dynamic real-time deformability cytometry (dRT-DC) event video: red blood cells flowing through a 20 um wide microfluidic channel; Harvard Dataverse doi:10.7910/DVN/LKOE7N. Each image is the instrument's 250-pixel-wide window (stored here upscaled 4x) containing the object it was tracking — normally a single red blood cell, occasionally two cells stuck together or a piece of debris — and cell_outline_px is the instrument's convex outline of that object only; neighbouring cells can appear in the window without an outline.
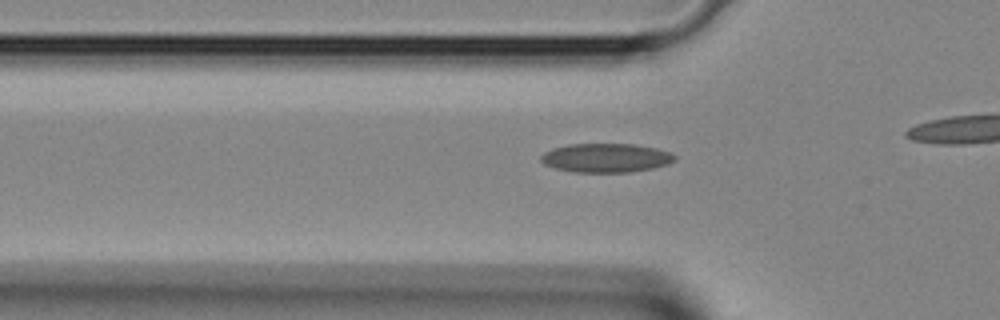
{"species": "Egyptian fruit bat (a non-hibernating species)", "species_latin": "Rousettus aegyptiacus", "temperature_condition": "room temperature", "stored_images_in_passage": 26, "camera_frame_rate_fps": 3000, "um_per_image_px": 0.085, "animal": {"sex": "female"}, "frame": {"image": 1, "passage_image": 7, "time_ms": 2.0, "image_size_px": [1000, 320], "cell_outline_px": [[676, 160], [668, 164], [652, 168], [632, 172], [572, 172], [556, 168], [544, 164], [540, 160], [540, 156], [544, 152], [552, 148], [568, 144], [632, 144], [656, 148], [668, 152], [676, 156]], "centroid_in_image_um": [51.48, 13.42], "position_along_channel_um": 74.3, "area_um2": 22.6}}
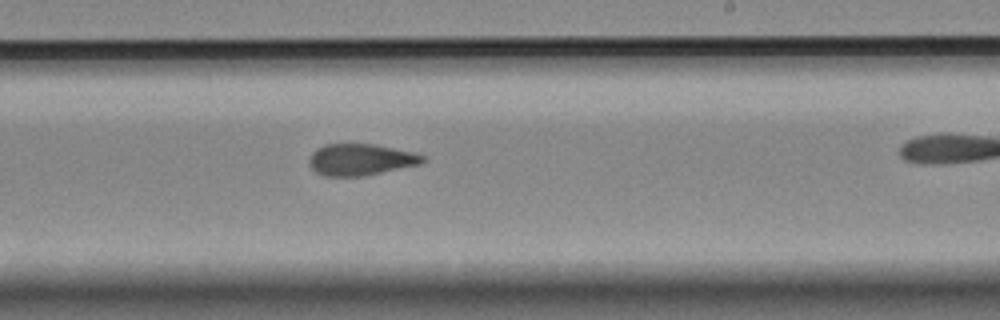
{"frame": {"image": 2, "passage_image": 18, "time_ms": 5.667, "image_size_px": [1000, 320], "cell_outline_px": [[424, 160], [420, 164], [364, 176], [324, 176], [316, 172], [308, 164], [308, 160], [312, 152], [316, 148], [324, 144], [372, 144], [412, 152], [424, 156]], "centroid_in_image_um": [30.59, 13.57], "position_along_channel_um": 258.4, "area_um2": 20.75}}
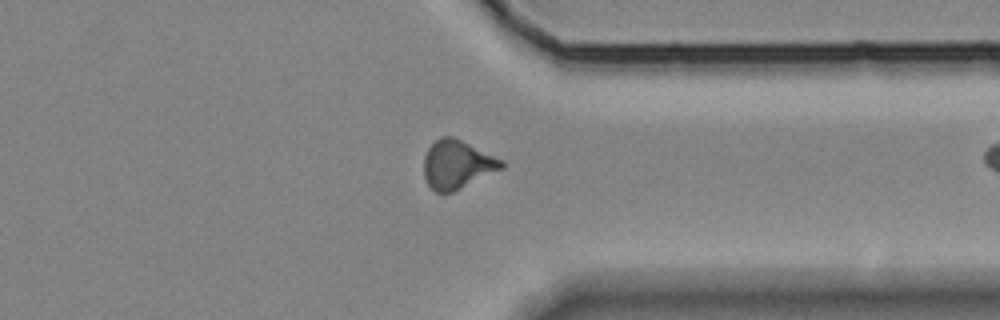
{"frame": {"image": 3, "passage_image": 25, "time_ms": 8.0, "image_size_px": [1000, 320], "cell_outline_px": [[504, 168], [452, 192], [436, 192], [428, 184], [424, 176], [424, 156], [428, 148], [440, 136], [452, 136], [504, 160]], "centroid_in_image_um": [38.86, 13.97], "position_along_channel_um": 372.5, "area_um2": 21.79}}